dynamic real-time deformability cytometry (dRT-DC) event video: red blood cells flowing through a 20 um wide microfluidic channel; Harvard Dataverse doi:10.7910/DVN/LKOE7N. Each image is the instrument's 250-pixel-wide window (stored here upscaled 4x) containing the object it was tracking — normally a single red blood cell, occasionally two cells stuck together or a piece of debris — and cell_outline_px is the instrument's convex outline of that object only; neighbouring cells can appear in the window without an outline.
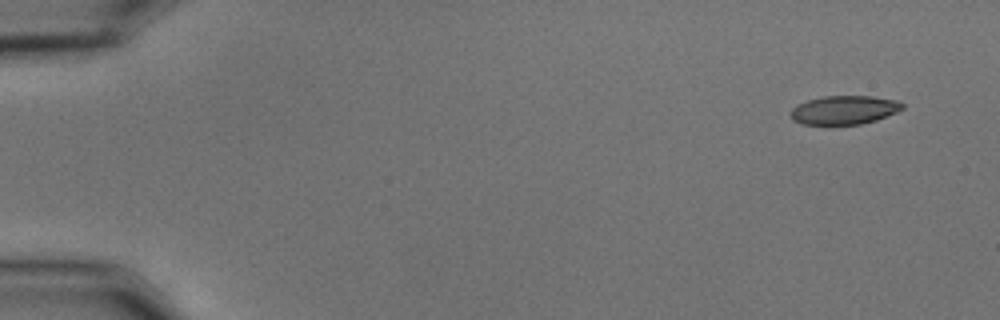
{"species": "common noctule bat (a hibernating species)", "species_latin": "Nyctalus noctula", "temperature_condition": "cold", "stored_images_in_passage": 53, "camera_frame_rate_fps": 3000, "um_per_image_px": 0.085, "animal": {"sex": "male", "body_mass_g": 15.6}, "frame": {"image": 1, "passage_image": 1, "time_ms": 0.0, "image_size_px": [1000, 320], "cell_outline_px": [[904, 108], [896, 112], [876, 120], [860, 124], [804, 124], [792, 120], [788, 112], [796, 104], [808, 100], [824, 96], [872, 96], [900, 100], [904, 104]], "centroid_in_image_um": [71.75, 9.34], "position_along_channel_um": 13.2, "area_um2": 18.84}}
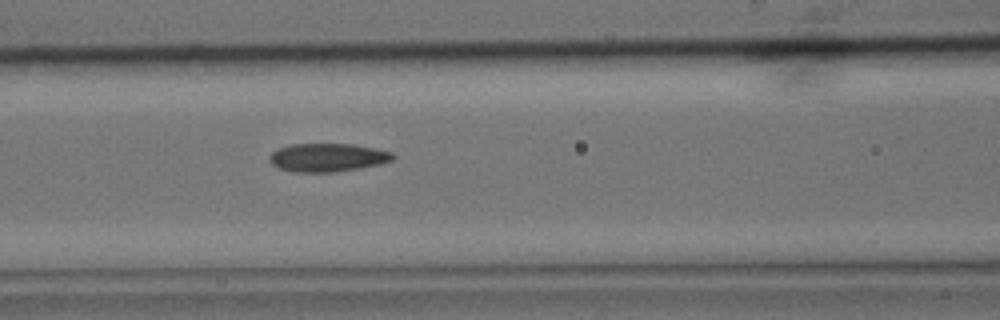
{"frame": {"image": 2, "passage_image": 22, "time_ms": 7.0, "image_size_px": [1000, 320], "cell_outline_px": [[396, 156], [392, 160], [380, 164], [332, 172], [292, 172], [280, 168], [272, 164], [268, 160], [268, 156], [272, 152], [280, 148], [292, 144], [352, 144], [376, 148], [392, 152]], "centroid_in_image_um": [27.83, 13.38], "position_along_channel_um": 138.8, "area_um2": 20.29}}
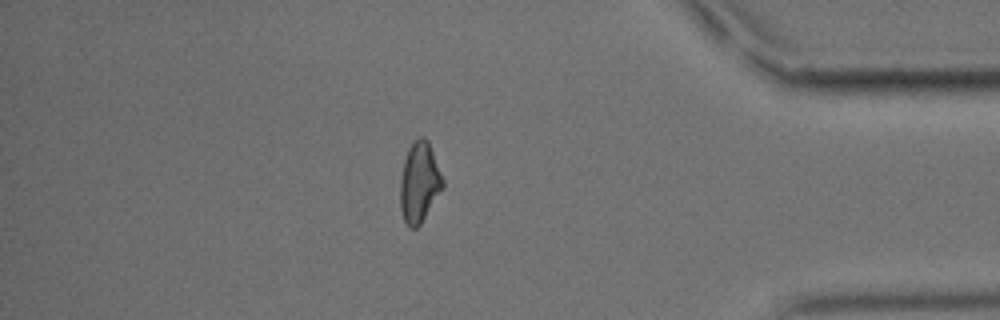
{"frame": {"image": 3, "passage_image": 46, "time_ms": 15.0, "image_size_px": [1000, 320], "cell_outline_px": [[444, 188], [420, 224], [416, 228], [408, 228], [404, 220], [400, 208], [400, 180], [404, 160], [408, 148], [420, 136], [424, 136], [428, 140], [444, 180]], "centroid_in_image_um": [35.65, 15.52], "position_along_channel_um": 399.6, "area_um2": 20.0}, "authors_computed_cell_mechanics": {"area_um2": 19.9988, "velocity_mm_per_s": 3.6256, "shape_relaxation_time_tau1_ms": 7.5976, "shape_relaxation_time_tau2_ms": 3.1949, "deformation_change_tau1": 0.1699, "deformation_change_tau2": 0.0948}}